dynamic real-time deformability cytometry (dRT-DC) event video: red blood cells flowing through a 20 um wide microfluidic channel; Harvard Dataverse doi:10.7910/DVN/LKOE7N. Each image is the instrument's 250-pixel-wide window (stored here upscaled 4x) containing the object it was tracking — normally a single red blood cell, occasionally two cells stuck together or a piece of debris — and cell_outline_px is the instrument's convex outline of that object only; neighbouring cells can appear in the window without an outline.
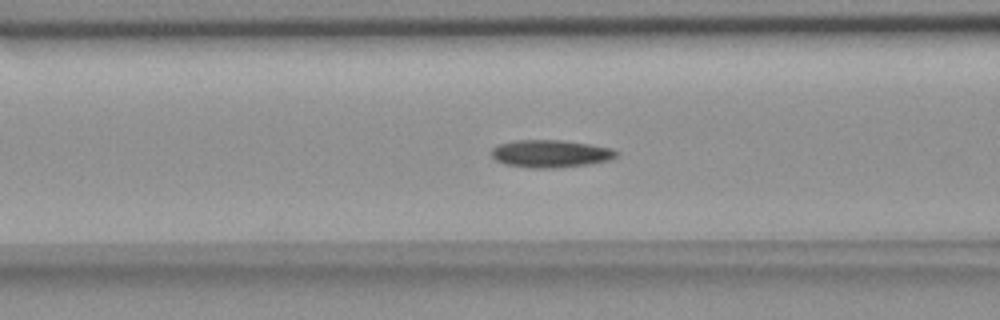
{"species": "common noctule bat (a hibernating species)", "species_latin": "Nyctalus noctula", "temperature_condition": "room temperature", "stored_images_in_passage": 44, "camera_frame_rate_fps": 3000, "um_per_image_px": 0.085, "animal": {"sex": "female", "body_mass_g": 18.4}, "frame": {"image": 1, "passage_image": 9, "time_ms": 2.667, "image_size_px": [1000, 320], "cell_outline_px": [[620, 152], [616, 156], [608, 160], [588, 164], [552, 168], [528, 168], [504, 164], [496, 160], [492, 156], [492, 148], [500, 144], [516, 140], [560, 140], [588, 144], [612, 148]], "centroid_in_image_um": [46.79, 13.06], "position_along_channel_um": 119.8, "area_um2": 19.94}}
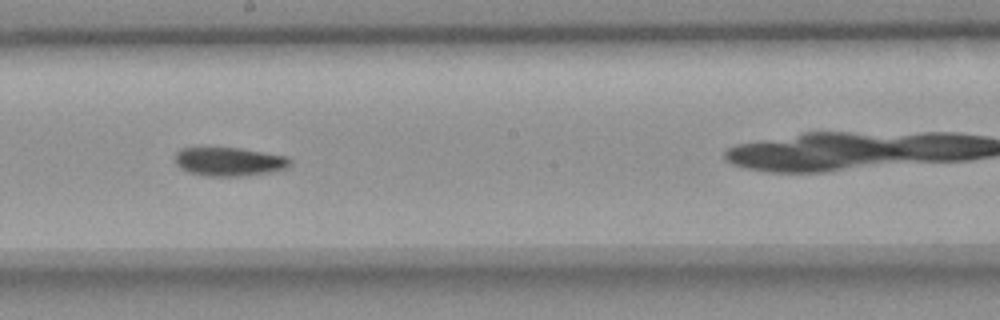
{"frame": {"image": 2, "passage_image": 18, "time_ms": 5.667, "image_size_px": [1000, 320], "cell_outline_px": [[292, 164], [288, 168], [268, 172], [240, 176], [208, 176], [188, 172], [180, 168], [176, 164], [176, 152], [180, 148], [200, 144], [240, 148], [288, 156], [292, 160]], "centroid_in_image_um": [19.43, 13.68], "position_along_channel_um": 228.8, "area_um2": 20.11}}
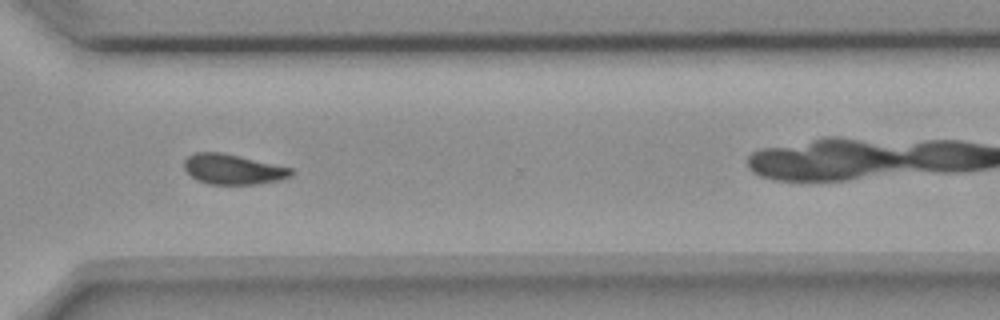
{"frame": {"image": 3, "passage_image": 28, "time_ms": 9.0, "image_size_px": [1000, 320], "cell_outline_px": [[292, 176], [280, 180], [256, 184], [208, 184], [196, 180], [184, 168], [184, 160], [188, 156], [196, 152], [220, 152], [292, 168]], "centroid_in_image_um": [19.78, 14.39], "position_along_channel_um": 350.8, "area_um2": 18.61}, "authors_computed_cell_mechanics": {"area_um2": 19.3052, "velocity_mm_per_s": 3.6421, "shape_relaxation_time_tau1_ms": 6.2921, "shape_relaxation_time_tau2_ms": 5.3514, "deformation_change_tau1": 0.1483, "deformation_change_tau2": 0.1132}}